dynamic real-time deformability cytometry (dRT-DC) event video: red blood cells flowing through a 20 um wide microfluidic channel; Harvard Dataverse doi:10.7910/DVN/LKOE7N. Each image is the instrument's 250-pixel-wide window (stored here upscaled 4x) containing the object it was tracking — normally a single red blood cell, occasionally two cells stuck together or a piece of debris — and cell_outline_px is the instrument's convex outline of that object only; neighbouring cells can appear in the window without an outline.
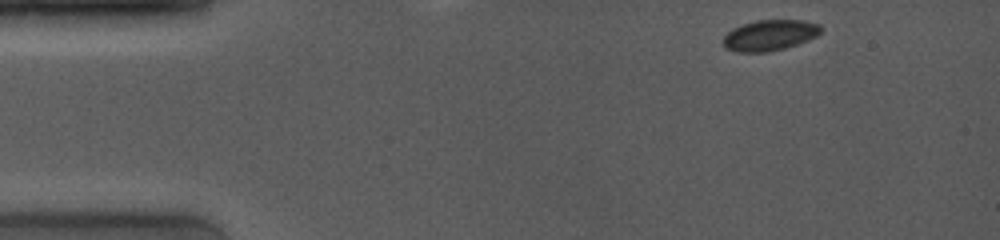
{"species": "common noctule bat (a hibernating species)", "species_latin": "Nyctalus noctula", "temperature_condition": "room temperature", "stored_images_in_passage": 30, "camera_frame_rate_fps": 4000, "um_per_image_px": 0.085, "animal": {"sex": "female", "body_mass_g": 19.0, "forearm_length_mm": 53.3}, "frame": {"image": 1, "passage_image": 1, "time_ms": 0.0, "image_size_px": [1000, 240], "cell_outline_px": [[820, 32], [816, 36], [808, 40], [784, 48], [768, 52], [736, 52], [724, 48], [724, 36], [732, 28], [756, 20], [800, 20], [820, 24]], "centroid_in_image_um": [65.4, 3.0], "position_along_channel_um": 19.6, "area_um2": 17.4}}
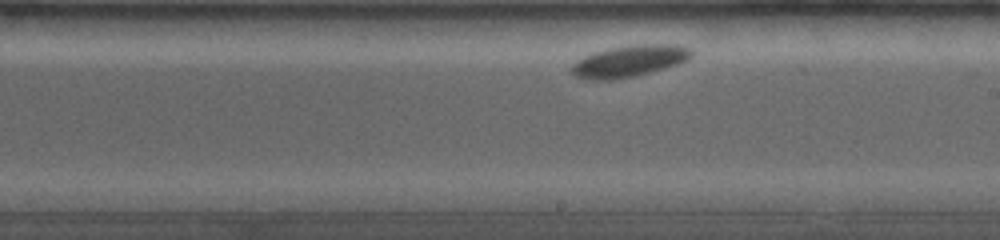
{"frame": {"image": 2, "passage_image": 25, "time_ms": 6.0, "image_size_px": [1000, 240], "cell_outline_px": [[692, 56], [688, 60], [680, 64], [632, 76], [612, 80], [580, 80], [572, 72], [572, 64], [576, 60], [584, 56], [608, 48], [636, 44], [676, 44], [692, 48]], "centroid_in_image_um": [53.5, 5.19], "position_along_channel_um": 235.5, "area_um2": 22.2}}